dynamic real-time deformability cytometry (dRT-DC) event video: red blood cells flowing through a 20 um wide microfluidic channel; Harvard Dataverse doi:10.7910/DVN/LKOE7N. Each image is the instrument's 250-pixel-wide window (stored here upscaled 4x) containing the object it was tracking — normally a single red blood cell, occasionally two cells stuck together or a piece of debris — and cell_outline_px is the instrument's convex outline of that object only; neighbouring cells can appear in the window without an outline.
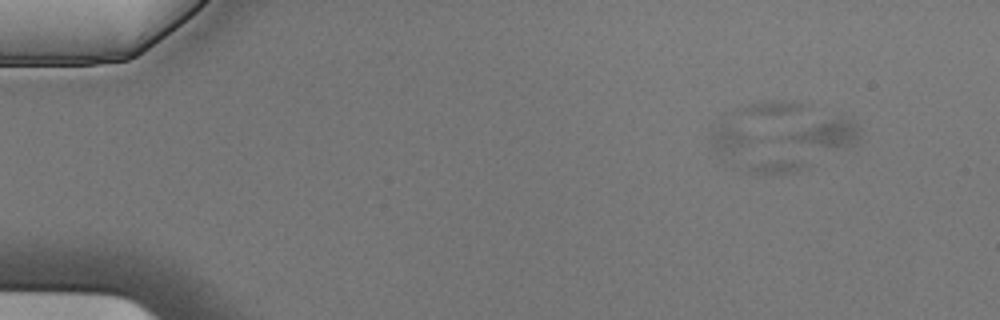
{"species": "Egyptian fruit bat (a non-hibernating species)", "species_latin": "Rousettus aegyptiacus", "temperature_condition": "cold", "stored_images_in_passage": 5, "camera_frame_rate_fps": 3000, "um_per_image_px": 0.085, "animal": {"sex": "male"}, "frame": {"image": 1, "passage_image": 2, "time_ms": 0.333, "image_size_px": [1000, 320], "cell_outline_px": [[860, 144], [808, 168], [796, 172], [748, 172], [748, 168], [780, 136], [840, 116], [844, 116], [856, 124], [860, 128]], "centroid_in_image_um": [68.73, 12.46], "position_along_channel_um": 16.3, "area_um2": 25.84}}